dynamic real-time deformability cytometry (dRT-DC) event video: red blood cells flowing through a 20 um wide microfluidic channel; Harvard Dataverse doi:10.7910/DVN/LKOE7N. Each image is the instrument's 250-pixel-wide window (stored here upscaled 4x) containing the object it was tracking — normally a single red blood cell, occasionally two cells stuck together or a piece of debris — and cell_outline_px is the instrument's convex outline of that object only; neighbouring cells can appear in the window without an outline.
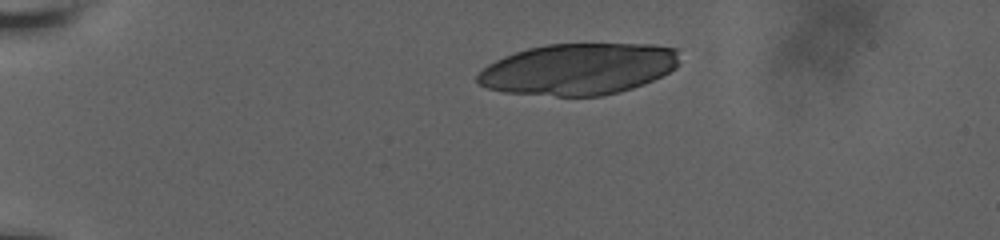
{"species": "human", "species_latin": "Homo sapiens", "temperature_condition": "room temperature", "stored_images_in_passage": 39, "camera_frame_rate_fps": 3000, "um_per_image_px": 0.085, "donor": {"sex": "male"}, "frame": {"image": 1, "passage_image": 1, "time_ms": 0.0, "image_size_px": [1000, 240], "cell_outline_px": [[680, 64], [676, 68], [644, 84], [632, 88], [600, 96], [556, 96], [504, 92], [488, 88], [480, 84], [476, 80], [476, 76], [488, 64], [504, 56], [528, 48], [548, 44], [656, 44], [676, 48]], "centroid_in_image_um": [49.18, 5.86], "position_along_channel_um": 35.8, "area_um2": 60.52}}
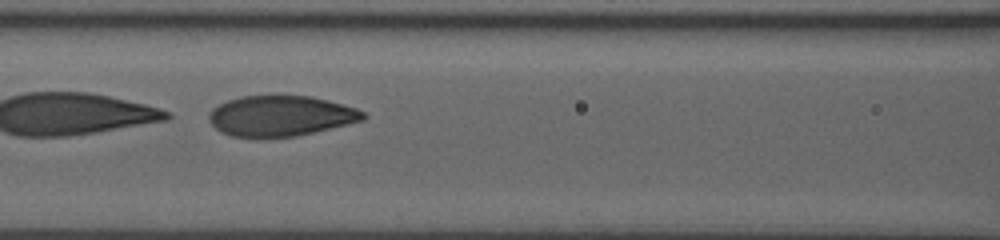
{"frame": {"image": 2, "passage_image": 16, "time_ms": 5.0, "image_size_px": [1000, 240], "cell_outline_px": [[368, 116], [364, 120], [296, 136], [232, 136], [220, 132], [208, 120], [208, 116], [212, 108], [228, 100], [240, 96], [312, 96], [328, 100], [356, 108], [364, 112]], "centroid_in_image_um": [23.86, 9.84], "position_along_channel_um": 142.7, "area_um2": 36.01}}
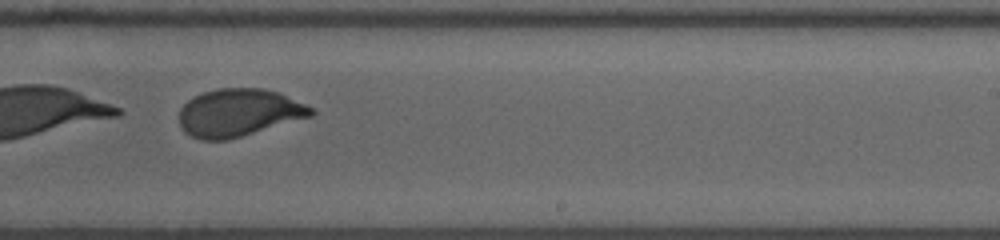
{"frame": {"image": 3, "passage_image": 26, "time_ms": 8.333, "image_size_px": [1000, 240], "cell_outline_px": [[316, 112], [312, 116], [240, 136], [224, 140], [200, 140], [184, 132], [180, 124], [180, 108], [188, 100], [204, 92], [216, 88], [264, 88], [276, 92], [304, 104], [312, 108]], "centroid_in_image_um": [20.26, 9.57], "position_along_channel_um": 268.7, "area_um2": 36.13}, "authors_computed_cell_mechanics": {"area_um2": 37.6278, "velocity_mm_per_s": 3.7917, "shape_relaxation_time_tau1_ms": 3.2237, "shape_relaxation_time_tau2_ms": null, "deformation_change_tau1": 0.1519, "deformation_change_tau2": null}}